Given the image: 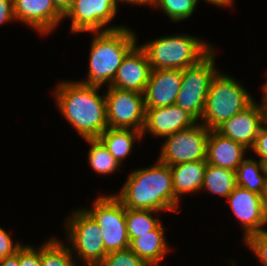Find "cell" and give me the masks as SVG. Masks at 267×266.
Returning a JSON list of instances; mask_svg holds the SVG:
<instances>
[{
    "mask_svg": "<svg viewBox=\"0 0 267 266\" xmlns=\"http://www.w3.org/2000/svg\"><path fill=\"white\" fill-rule=\"evenodd\" d=\"M10 231L0 225V261L5 257L16 253L23 245L22 240L13 239Z\"/></svg>",
    "mask_w": 267,
    "mask_h": 266,
    "instance_id": "cell-31",
    "label": "cell"
},
{
    "mask_svg": "<svg viewBox=\"0 0 267 266\" xmlns=\"http://www.w3.org/2000/svg\"><path fill=\"white\" fill-rule=\"evenodd\" d=\"M119 10L114 0H74L72 6L63 15V21L70 20L69 34L72 36L115 30L126 26L125 23L111 24Z\"/></svg>",
    "mask_w": 267,
    "mask_h": 266,
    "instance_id": "cell-9",
    "label": "cell"
},
{
    "mask_svg": "<svg viewBox=\"0 0 267 266\" xmlns=\"http://www.w3.org/2000/svg\"><path fill=\"white\" fill-rule=\"evenodd\" d=\"M98 223L102 230L105 250L109 253L129 248L130 240L126 228V208L111 194H100L91 206H82Z\"/></svg>",
    "mask_w": 267,
    "mask_h": 266,
    "instance_id": "cell-8",
    "label": "cell"
},
{
    "mask_svg": "<svg viewBox=\"0 0 267 266\" xmlns=\"http://www.w3.org/2000/svg\"><path fill=\"white\" fill-rule=\"evenodd\" d=\"M32 245L25 243L19 249V266H41V243Z\"/></svg>",
    "mask_w": 267,
    "mask_h": 266,
    "instance_id": "cell-30",
    "label": "cell"
},
{
    "mask_svg": "<svg viewBox=\"0 0 267 266\" xmlns=\"http://www.w3.org/2000/svg\"><path fill=\"white\" fill-rule=\"evenodd\" d=\"M237 225L241 228L244 241L251 234L267 229L263 214L262 195L236 186L226 198Z\"/></svg>",
    "mask_w": 267,
    "mask_h": 266,
    "instance_id": "cell-13",
    "label": "cell"
},
{
    "mask_svg": "<svg viewBox=\"0 0 267 266\" xmlns=\"http://www.w3.org/2000/svg\"><path fill=\"white\" fill-rule=\"evenodd\" d=\"M74 0H53L56 8L64 15L72 6Z\"/></svg>",
    "mask_w": 267,
    "mask_h": 266,
    "instance_id": "cell-38",
    "label": "cell"
},
{
    "mask_svg": "<svg viewBox=\"0 0 267 266\" xmlns=\"http://www.w3.org/2000/svg\"><path fill=\"white\" fill-rule=\"evenodd\" d=\"M139 46L145 51L152 70H183L197 64L216 44L192 34L178 32L146 40Z\"/></svg>",
    "mask_w": 267,
    "mask_h": 266,
    "instance_id": "cell-4",
    "label": "cell"
},
{
    "mask_svg": "<svg viewBox=\"0 0 267 266\" xmlns=\"http://www.w3.org/2000/svg\"><path fill=\"white\" fill-rule=\"evenodd\" d=\"M104 96L109 128L143 131L146 109L142 93L106 86Z\"/></svg>",
    "mask_w": 267,
    "mask_h": 266,
    "instance_id": "cell-11",
    "label": "cell"
},
{
    "mask_svg": "<svg viewBox=\"0 0 267 266\" xmlns=\"http://www.w3.org/2000/svg\"><path fill=\"white\" fill-rule=\"evenodd\" d=\"M115 1V3H116V5L118 6V8L120 7V6H122V4L123 5H131V6H143V7H145V8H147L148 9V7L149 8H151L152 9V6H153V2H154V0H114Z\"/></svg>",
    "mask_w": 267,
    "mask_h": 266,
    "instance_id": "cell-34",
    "label": "cell"
},
{
    "mask_svg": "<svg viewBox=\"0 0 267 266\" xmlns=\"http://www.w3.org/2000/svg\"><path fill=\"white\" fill-rule=\"evenodd\" d=\"M182 70L155 69L143 92L145 108L165 107L175 104L181 89Z\"/></svg>",
    "mask_w": 267,
    "mask_h": 266,
    "instance_id": "cell-17",
    "label": "cell"
},
{
    "mask_svg": "<svg viewBox=\"0 0 267 266\" xmlns=\"http://www.w3.org/2000/svg\"><path fill=\"white\" fill-rule=\"evenodd\" d=\"M98 139L104 144L110 154L121 166H123L126 158L129 159V157H131L135 145L140 144L143 141L141 131L109 127L98 137Z\"/></svg>",
    "mask_w": 267,
    "mask_h": 266,
    "instance_id": "cell-21",
    "label": "cell"
},
{
    "mask_svg": "<svg viewBox=\"0 0 267 266\" xmlns=\"http://www.w3.org/2000/svg\"><path fill=\"white\" fill-rule=\"evenodd\" d=\"M16 23L13 0H0V26Z\"/></svg>",
    "mask_w": 267,
    "mask_h": 266,
    "instance_id": "cell-33",
    "label": "cell"
},
{
    "mask_svg": "<svg viewBox=\"0 0 267 266\" xmlns=\"http://www.w3.org/2000/svg\"><path fill=\"white\" fill-rule=\"evenodd\" d=\"M262 168H263V174L266 177L267 181V157L261 160Z\"/></svg>",
    "mask_w": 267,
    "mask_h": 266,
    "instance_id": "cell-40",
    "label": "cell"
},
{
    "mask_svg": "<svg viewBox=\"0 0 267 266\" xmlns=\"http://www.w3.org/2000/svg\"><path fill=\"white\" fill-rule=\"evenodd\" d=\"M131 26L120 29L88 32L91 34L88 74L77 81L94 86H110L126 54L138 43V34Z\"/></svg>",
    "mask_w": 267,
    "mask_h": 266,
    "instance_id": "cell-3",
    "label": "cell"
},
{
    "mask_svg": "<svg viewBox=\"0 0 267 266\" xmlns=\"http://www.w3.org/2000/svg\"><path fill=\"white\" fill-rule=\"evenodd\" d=\"M145 125L142 131V138L146 135L152 139H163L194 126L199 121L187 110L173 104L165 107L145 108Z\"/></svg>",
    "mask_w": 267,
    "mask_h": 266,
    "instance_id": "cell-14",
    "label": "cell"
},
{
    "mask_svg": "<svg viewBox=\"0 0 267 266\" xmlns=\"http://www.w3.org/2000/svg\"><path fill=\"white\" fill-rule=\"evenodd\" d=\"M151 71L148 57L137 43L123 58L110 87L143 94Z\"/></svg>",
    "mask_w": 267,
    "mask_h": 266,
    "instance_id": "cell-16",
    "label": "cell"
},
{
    "mask_svg": "<svg viewBox=\"0 0 267 266\" xmlns=\"http://www.w3.org/2000/svg\"><path fill=\"white\" fill-rule=\"evenodd\" d=\"M221 69L211 81L203 116L199 121L209 130H215L256 100L253 92L250 93L241 80Z\"/></svg>",
    "mask_w": 267,
    "mask_h": 266,
    "instance_id": "cell-5",
    "label": "cell"
},
{
    "mask_svg": "<svg viewBox=\"0 0 267 266\" xmlns=\"http://www.w3.org/2000/svg\"><path fill=\"white\" fill-rule=\"evenodd\" d=\"M83 140L89 145L86 155L88 166L96 174L108 176L123 168L98 138Z\"/></svg>",
    "mask_w": 267,
    "mask_h": 266,
    "instance_id": "cell-24",
    "label": "cell"
},
{
    "mask_svg": "<svg viewBox=\"0 0 267 266\" xmlns=\"http://www.w3.org/2000/svg\"><path fill=\"white\" fill-rule=\"evenodd\" d=\"M207 166V160L180 163L170 166L175 198L182 203L183 196L199 194Z\"/></svg>",
    "mask_w": 267,
    "mask_h": 266,
    "instance_id": "cell-20",
    "label": "cell"
},
{
    "mask_svg": "<svg viewBox=\"0 0 267 266\" xmlns=\"http://www.w3.org/2000/svg\"><path fill=\"white\" fill-rule=\"evenodd\" d=\"M198 1V3L200 2V1H203V2H205L206 4H208V5H210V4H212L213 5V7L215 6V7H220V8H228V9H230V11L232 10V9H234V7H235V4H236V0H197Z\"/></svg>",
    "mask_w": 267,
    "mask_h": 266,
    "instance_id": "cell-35",
    "label": "cell"
},
{
    "mask_svg": "<svg viewBox=\"0 0 267 266\" xmlns=\"http://www.w3.org/2000/svg\"><path fill=\"white\" fill-rule=\"evenodd\" d=\"M104 87L88 85L77 79L58 80L51 95L58 113L81 139L98 138L107 128Z\"/></svg>",
    "mask_w": 267,
    "mask_h": 266,
    "instance_id": "cell-1",
    "label": "cell"
},
{
    "mask_svg": "<svg viewBox=\"0 0 267 266\" xmlns=\"http://www.w3.org/2000/svg\"><path fill=\"white\" fill-rule=\"evenodd\" d=\"M216 53L217 45L197 64L182 70L181 89L175 104L187 110L198 121L203 116L211 81L220 70L216 65Z\"/></svg>",
    "mask_w": 267,
    "mask_h": 266,
    "instance_id": "cell-7",
    "label": "cell"
},
{
    "mask_svg": "<svg viewBox=\"0 0 267 266\" xmlns=\"http://www.w3.org/2000/svg\"><path fill=\"white\" fill-rule=\"evenodd\" d=\"M248 151L250 150L242 144L219 134L216 130H210L207 139V164L236 171L247 153L250 155Z\"/></svg>",
    "mask_w": 267,
    "mask_h": 266,
    "instance_id": "cell-18",
    "label": "cell"
},
{
    "mask_svg": "<svg viewBox=\"0 0 267 266\" xmlns=\"http://www.w3.org/2000/svg\"><path fill=\"white\" fill-rule=\"evenodd\" d=\"M242 242L261 266H267V229L251 234Z\"/></svg>",
    "mask_w": 267,
    "mask_h": 266,
    "instance_id": "cell-28",
    "label": "cell"
},
{
    "mask_svg": "<svg viewBox=\"0 0 267 266\" xmlns=\"http://www.w3.org/2000/svg\"><path fill=\"white\" fill-rule=\"evenodd\" d=\"M260 92L262 94V96H260L261 98H259L264 110V123L267 124V78L265 79V82L262 83Z\"/></svg>",
    "mask_w": 267,
    "mask_h": 266,
    "instance_id": "cell-36",
    "label": "cell"
},
{
    "mask_svg": "<svg viewBox=\"0 0 267 266\" xmlns=\"http://www.w3.org/2000/svg\"><path fill=\"white\" fill-rule=\"evenodd\" d=\"M263 124L264 110L261 102L255 100L244 111L224 121L215 130L250 150Z\"/></svg>",
    "mask_w": 267,
    "mask_h": 266,
    "instance_id": "cell-15",
    "label": "cell"
},
{
    "mask_svg": "<svg viewBox=\"0 0 267 266\" xmlns=\"http://www.w3.org/2000/svg\"><path fill=\"white\" fill-rule=\"evenodd\" d=\"M57 237L51 236L41 243V266H78L69 247Z\"/></svg>",
    "mask_w": 267,
    "mask_h": 266,
    "instance_id": "cell-26",
    "label": "cell"
},
{
    "mask_svg": "<svg viewBox=\"0 0 267 266\" xmlns=\"http://www.w3.org/2000/svg\"><path fill=\"white\" fill-rule=\"evenodd\" d=\"M236 186V171L207 164L200 193L206 192L226 200Z\"/></svg>",
    "mask_w": 267,
    "mask_h": 266,
    "instance_id": "cell-22",
    "label": "cell"
},
{
    "mask_svg": "<svg viewBox=\"0 0 267 266\" xmlns=\"http://www.w3.org/2000/svg\"><path fill=\"white\" fill-rule=\"evenodd\" d=\"M126 178L118 192L112 193L125 208L175 214L182 211L175 198L170 165L156 159L152 165L130 170Z\"/></svg>",
    "mask_w": 267,
    "mask_h": 266,
    "instance_id": "cell-2",
    "label": "cell"
},
{
    "mask_svg": "<svg viewBox=\"0 0 267 266\" xmlns=\"http://www.w3.org/2000/svg\"><path fill=\"white\" fill-rule=\"evenodd\" d=\"M262 205H263V214H264V218L267 224V186L265 188V190L263 191L262 194Z\"/></svg>",
    "mask_w": 267,
    "mask_h": 266,
    "instance_id": "cell-39",
    "label": "cell"
},
{
    "mask_svg": "<svg viewBox=\"0 0 267 266\" xmlns=\"http://www.w3.org/2000/svg\"><path fill=\"white\" fill-rule=\"evenodd\" d=\"M169 243L166 237V228L162 222L155 230L133 238L130 241L129 249L149 266H162V262L172 251Z\"/></svg>",
    "mask_w": 267,
    "mask_h": 266,
    "instance_id": "cell-19",
    "label": "cell"
},
{
    "mask_svg": "<svg viewBox=\"0 0 267 266\" xmlns=\"http://www.w3.org/2000/svg\"><path fill=\"white\" fill-rule=\"evenodd\" d=\"M62 225L66 241L78 266H99L108 252L105 250L102 230L82 207L69 212Z\"/></svg>",
    "mask_w": 267,
    "mask_h": 266,
    "instance_id": "cell-6",
    "label": "cell"
},
{
    "mask_svg": "<svg viewBox=\"0 0 267 266\" xmlns=\"http://www.w3.org/2000/svg\"><path fill=\"white\" fill-rule=\"evenodd\" d=\"M254 158L262 160L267 157V124H263L255 139L253 147L249 151Z\"/></svg>",
    "mask_w": 267,
    "mask_h": 266,
    "instance_id": "cell-32",
    "label": "cell"
},
{
    "mask_svg": "<svg viewBox=\"0 0 267 266\" xmlns=\"http://www.w3.org/2000/svg\"><path fill=\"white\" fill-rule=\"evenodd\" d=\"M162 212L153 210H138L126 208V228L129 240L139 237V234L155 230L161 223Z\"/></svg>",
    "mask_w": 267,
    "mask_h": 266,
    "instance_id": "cell-25",
    "label": "cell"
},
{
    "mask_svg": "<svg viewBox=\"0 0 267 266\" xmlns=\"http://www.w3.org/2000/svg\"><path fill=\"white\" fill-rule=\"evenodd\" d=\"M0 266H19V250L0 261Z\"/></svg>",
    "mask_w": 267,
    "mask_h": 266,
    "instance_id": "cell-37",
    "label": "cell"
},
{
    "mask_svg": "<svg viewBox=\"0 0 267 266\" xmlns=\"http://www.w3.org/2000/svg\"><path fill=\"white\" fill-rule=\"evenodd\" d=\"M99 266H149L129 248L109 252Z\"/></svg>",
    "mask_w": 267,
    "mask_h": 266,
    "instance_id": "cell-29",
    "label": "cell"
},
{
    "mask_svg": "<svg viewBox=\"0 0 267 266\" xmlns=\"http://www.w3.org/2000/svg\"><path fill=\"white\" fill-rule=\"evenodd\" d=\"M13 10L16 22L33 29L40 38L48 37L63 24V14L53 0H13Z\"/></svg>",
    "mask_w": 267,
    "mask_h": 266,
    "instance_id": "cell-12",
    "label": "cell"
},
{
    "mask_svg": "<svg viewBox=\"0 0 267 266\" xmlns=\"http://www.w3.org/2000/svg\"><path fill=\"white\" fill-rule=\"evenodd\" d=\"M210 130L201 122L163 138L156 158L167 165L196 162L206 159Z\"/></svg>",
    "mask_w": 267,
    "mask_h": 266,
    "instance_id": "cell-10",
    "label": "cell"
},
{
    "mask_svg": "<svg viewBox=\"0 0 267 266\" xmlns=\"http://www.w3.org/2000/svg\"><path fill=\"white\" fill-rule=\"evenodd\" d=\"M236 185L262 195L267 181L261 161L248 155L236 170Z\"/></svg>",
    "mask_w": 267,
    "mask_h": 266,
    "instance_id": "cell-23",
    "label": "cell"
},
{
    "mask_svg": "<svg viewBox=\"0 0 267 266\" xmlns=\"http://www.w3.org/2000/svg\"><path fill=\"white\" fill-rule=\"evenodd\" d=\"M197 6V0H154L152 9L160 10L169 21L179 24L193 17Z\"/></svg>",
    "mask_w": 267,
    "mask_h": 266,
    "instance_id": "cell-27",
    "label": "cell"
}]
</instances>
